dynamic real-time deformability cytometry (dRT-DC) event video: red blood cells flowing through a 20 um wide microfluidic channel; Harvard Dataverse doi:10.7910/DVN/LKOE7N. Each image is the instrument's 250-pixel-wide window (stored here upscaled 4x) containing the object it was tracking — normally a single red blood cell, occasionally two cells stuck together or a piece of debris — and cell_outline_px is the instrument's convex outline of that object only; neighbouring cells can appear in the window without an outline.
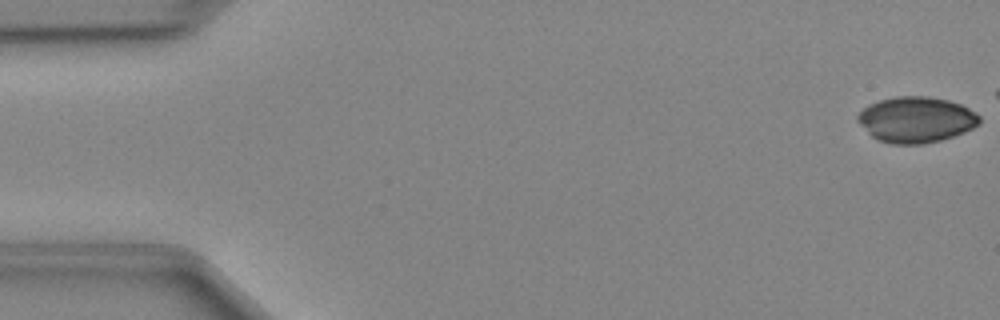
{"species": "Egyptian fruit bat (a non-hibernating species)", "species_latin": "Rousettus aegyptiacus", "temperature_condition": "cold", "stored_images_in_passage": 40, "camera_frame_rate_fps": 3000, "um_per_image_px": 0.085, "animal": {"sex": "female"}, "frame": {"image": 1, "passage_image": 1, "time_ms": 0.0, "image_size_px": [1000, 320], "cell_outline_px": [[980, 124], [964, 132], [940, 140], [924, 144], [892, 144], [876, 140], [856, 120], [856, 116], [868, 104], [880, 100], [896, 96], [928, 96], [948, 100], [960, 104], [976, 112], [980, 116]], "centroid_in_image_um": [77.86, 10.17], "position_along_channel_um": 7.1, "area_um2": 32.6}}
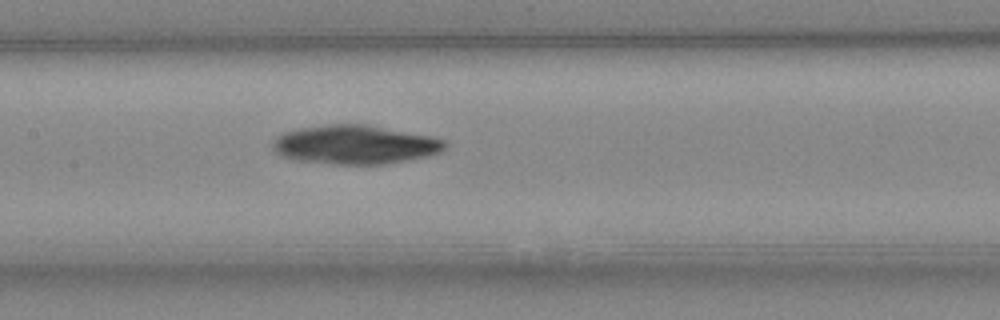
{"frame": {"image": 2, "passage_image": 23, "time_ms": 7.333, "image_size_px": [1000, 320], "cell_outline_px": [[448, 144], [440, 152], [428, 156], [408, 160], [384, 164], [332, 164], [300, 160], [284, 156], [276, 152], [272, 148], [272, 140], [276, 136], [284, 132], [300, 128], [328, 124], [368, 124], [428, 136], [444, 140]], "centroid_in_image_um": [30.16, 12.29], "position_along_channel_um": 177.2, "area_um2": 38.9}}
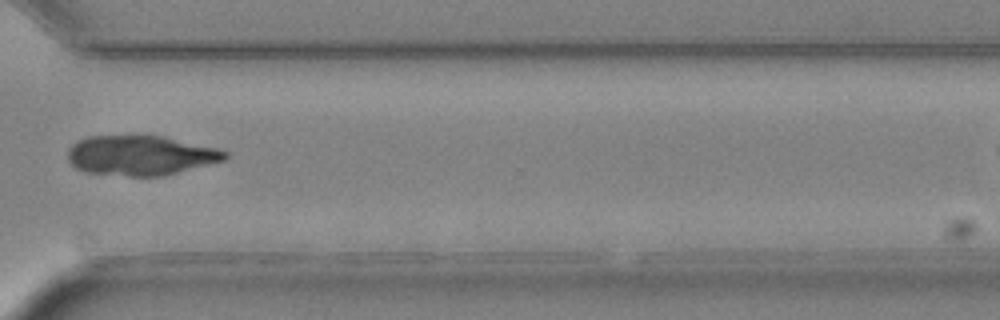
{"frame": {"image": 3, "passage_image": 36, "time_ms": 11.667, "image_size_px": [1000, 320], "cell_outline_px": [[228, 156], [224, 160], [160, 176], [128, 176], [84, 172], [76, 168], [68, 160], [68, 148], [76, 140], [88, 136], [164, 136], [216, 148], [228, 152]], "centroid_in_image_um": [11.9, 13.2], "position_along_channel_um": 358.7, "area_um2": 36.24}}